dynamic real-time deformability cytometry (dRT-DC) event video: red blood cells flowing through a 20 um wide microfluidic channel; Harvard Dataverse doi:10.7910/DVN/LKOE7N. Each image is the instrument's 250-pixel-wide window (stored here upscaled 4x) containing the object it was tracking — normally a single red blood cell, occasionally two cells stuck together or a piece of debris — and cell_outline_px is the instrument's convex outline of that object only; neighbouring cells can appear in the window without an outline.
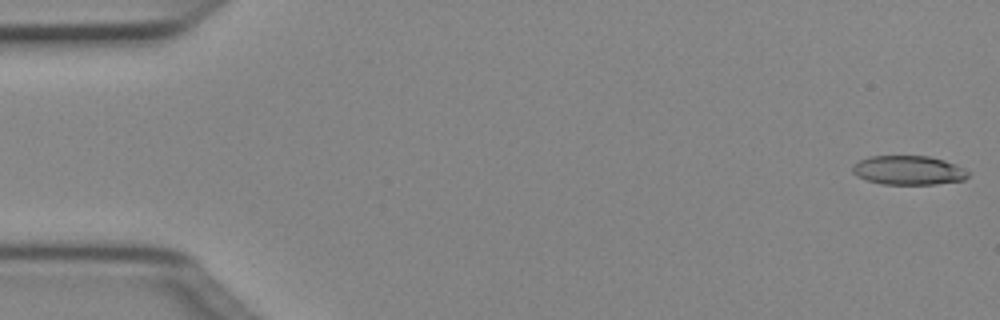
{"species": "Egyptian fruit bat (a non-hibernating species)", "species_latin": "Rousettus aegyptiacus", "temperature_condition": "cold", "stored_images_in_passage": 50, "camera_frame_rate_fps": 3000, "um_per_image_px": 0.085, "animal": {"sex": "female"}, "frame": {"image": 1, "passage_image": 1, "time_ms": 0.0, "image_size_px": [1000, 320], "cell_outline_px": [[968, 176], [964, 180], [936, 184], [880, 184], [856, 176], [852, 172], [852, 164], [868, 156], [928, 156], [944, 160], [964, 168], [968, 172]], "centroid_in_image_um": [77.19, 14.47], "position_along_channel_um": 7.8, "area_um2": 19.65}}
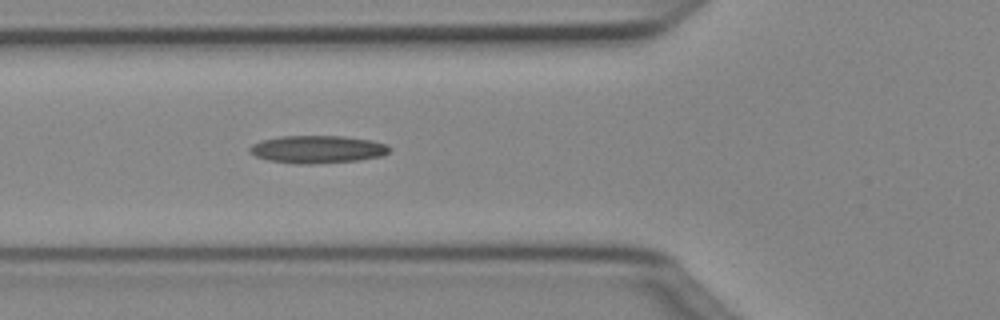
{"frame": {"image": 2, "passage_image": 18, "time_ms": 5.667, "image_size_px": [1000, 320], "cell_outline_px": [[388, 152], [380, 156], [356, 160], [312, 164], [292, 164], [268, 160], [256, 156], [248, 152], [248, 148], [252, 144], [260, 140], [280, 136], [344, 136], [372, 140], [388, 144]], "centroid_in_image_um": [26.92, 12.69], "position_along_channel_um": 98.9, "area_um2": 22.6}}
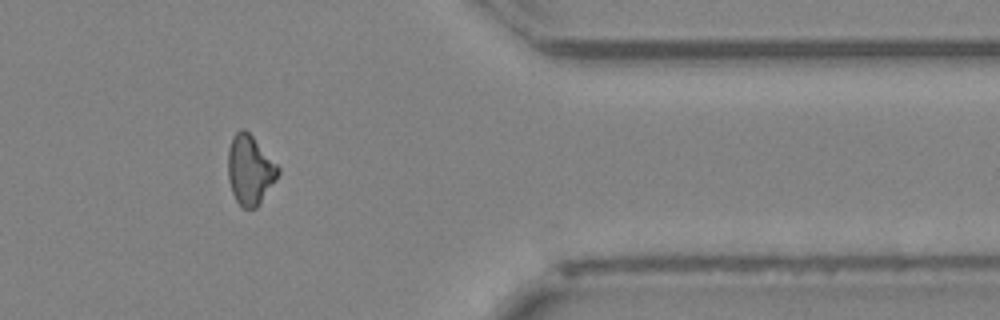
{"frame": {"image": 3, "passage_image": 41, "time_ms": 13.333, "image_size_px": [1000, 320], "cell_outline_px": [[280, 172], [260, 204], [256, 208], [244, 208], [236, 200], [232, 192], [228, 180], [228, 148], [232, 136], [240, 128], [244, 128], [252, 136], [280, 168]], "centroid_in_image_um": [21.23, 14.43], "position_along_channel_um": 390.2, "area_um2": 20.17}}